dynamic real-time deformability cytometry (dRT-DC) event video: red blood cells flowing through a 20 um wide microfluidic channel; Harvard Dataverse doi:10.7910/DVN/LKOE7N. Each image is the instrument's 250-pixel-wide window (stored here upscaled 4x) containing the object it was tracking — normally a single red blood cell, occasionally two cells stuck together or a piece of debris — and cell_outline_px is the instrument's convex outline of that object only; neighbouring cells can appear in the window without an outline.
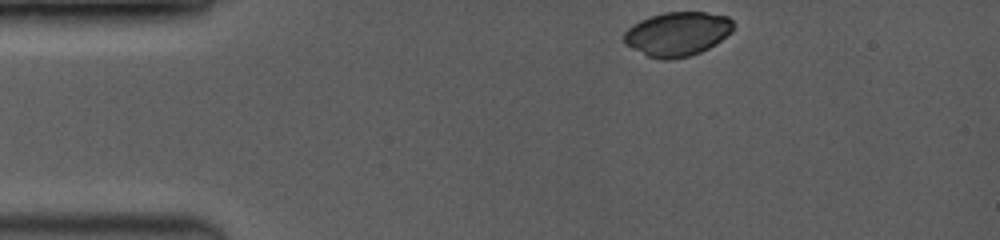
{"species": "common noctule bat (a hibernating species)", "species_latin": "Nyctalus noctula", "temperature_condition": "room temperature", "stored_images_in_passage": 15, "camera_frame_rate_fps": 3500, "um_per_image_px": 0.085, "animal": {"sex": "female", "body_mass_g": 19.0, "forearm_length_mm": 53.3}, "frame": {"image": 1, "passage_image": 1, "time_ms": 0.0, "image_size_px": [1000, 240], "cell_outline_px": [[732, 32], [716, 44], [700, 52], [688, 56], [672, 60], [660, 60], [648, 56], [624, 44], [624, 32], [628, 28], [640, 20], [664, 12], [704, 12], [728, 16], [732, 20]], "centroid_in_image_um": [57.57, 2.89], "position_along_channel_um": 27.4, "area_um2": 28.09}}
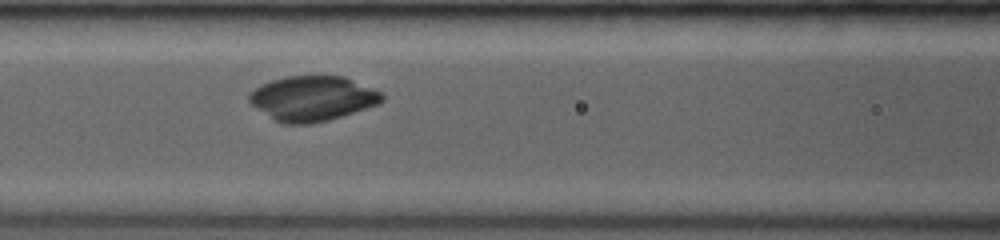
{"frame": {"image": 2, "passage_image": 15, "time_ms": 4.286, "image_size_px": [1000, 240], "cell_outline_px": [[384, 100], [380, 104], [328, 120], [312, 124], [284, 124], [276, 120], [256, 108], [248, 100], [248, 92], [260, 84], [272, 80], [288, 76], [344, 76], [380, 92], [384, 96]], "centroid_in_image_um": [26.54, 8.37], "position_along_channel_um": 140.1, "area_um2": 34.68}}